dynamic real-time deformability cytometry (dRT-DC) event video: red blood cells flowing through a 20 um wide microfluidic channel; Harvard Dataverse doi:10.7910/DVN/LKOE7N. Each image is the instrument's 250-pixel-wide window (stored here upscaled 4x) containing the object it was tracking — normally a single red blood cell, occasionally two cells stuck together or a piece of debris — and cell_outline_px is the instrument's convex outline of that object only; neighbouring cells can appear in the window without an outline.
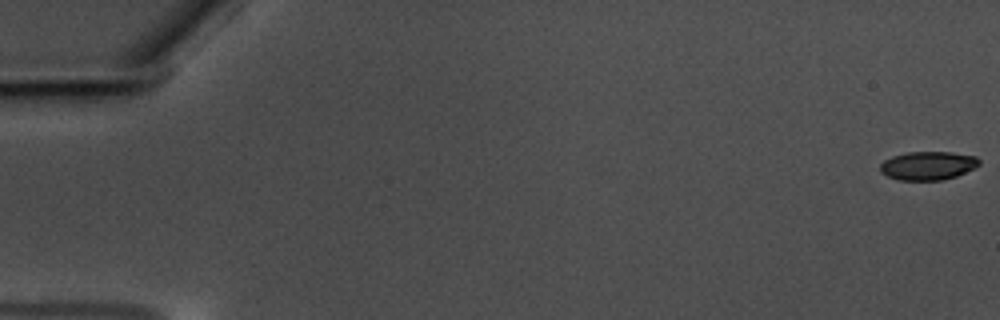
{"species": "common noctule bat (a hibernating species)", "species_latin": "Nyctalus noctula", "temperature_condition": "warm", "stored_images_in_passage": 59, "camera_frame_rate_fps": 3000, "um_per_image_px": 0.085, "animal": {"sex": "male", "body_mass_g": 17.5, "forearm_length_mm": 52.3}, "frame": {"image": 1, "passage_image": 1, "time_ms": 0.0, "image_size_px": [1000, 320], "cell_outline_px": [[980, 164], [976, 168], [956, 176], [940, 180], [900, 180], [888, 176], [880, 172], [880, 164], [884, 160], [892, 156], [908, 152], [952, 152], [976, 156], [980, 160]], "centroid_in_image_um": [78.89, 14.07], "position_along_channel_um": 6.1, "area_um2": 16.53}}
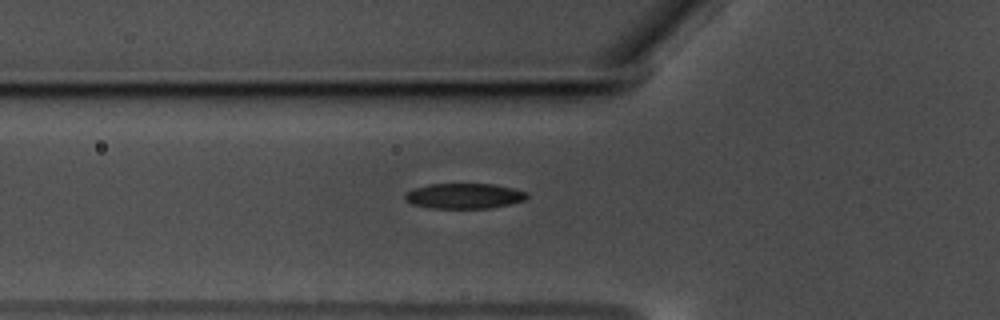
{"frame": {"image": 2, "passage_image": 22, "time_ms": 7.0, "image_size_px": [1000, 320], "cell_outline_px": [[528, 196], [524, 200], [512, 204], [492, 208], [428, 208], [412, 204], [404, 200], [404, 196], [408, 192], [416, 188], [428, 184], [496, 184], [528, 192]], "centroid_in_image_um": [39.48, 16.66], "position_along_channel_um": 86.3, "area_um2": 18.09}}
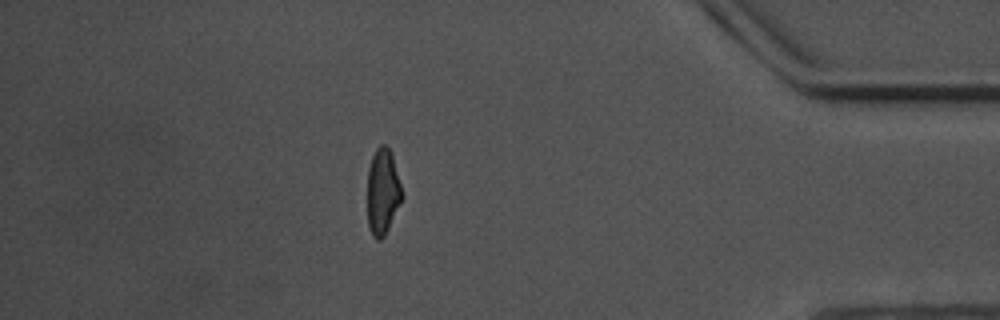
{"frame": {"image": 3, "passage_image": 52, "time_ms": 17.0, "image_size_px": [1000, 320], "cell_outline_px": [[404, 196], [384, 236], [380, 240], [376, 240], [372, 236], [368, 228], [368, 168], [372, 156], [376, 148], [380, 144], [384, 144], [392, 152]], "centroid_in_image_um": [32.53, 16.28], "position_along_channel_um": 402.7, "area_um2": 17.51}, "authors_computed_cell_mechanics": {"area_um2": 17.8024, "velocity_mm_per_s": 3.5499, "shape_relaxation_time_tau1_ms": 3.948, "shape_relaxation_time_tau2_ms": 2.4328, "deformation_change_tau1": 0.1461, "deformation_change_tau2": 0.0921}}